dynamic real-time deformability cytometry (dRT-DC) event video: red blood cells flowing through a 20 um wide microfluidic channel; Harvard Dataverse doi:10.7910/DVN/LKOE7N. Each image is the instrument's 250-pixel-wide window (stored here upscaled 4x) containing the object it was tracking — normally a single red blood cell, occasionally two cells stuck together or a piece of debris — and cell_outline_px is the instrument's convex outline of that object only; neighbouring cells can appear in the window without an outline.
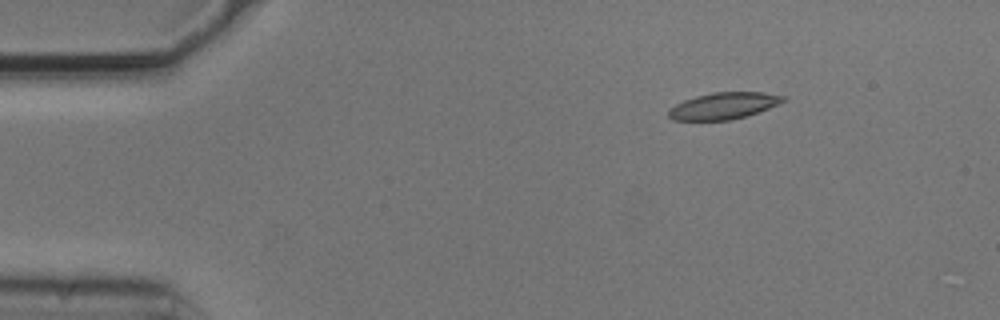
{"species": "common noctule bat (a hibernating species)", "species_latin": "Nyctalus noctula", "temperature_condition": "cold", "stored_images_in_passage": 5, "camera_frame_rate_fps": 3000, "um_per_image_px": 0.085, "animal": {"sex": "male", "body_mass_g": 20.5, "forearm_length_mm": 52.5}, "frame": {"image": 1, "passage_image": 2, "time_ms": 0.333, "image_size_px": [1000, 320], "cell_outline_px": [[788, 100], [768, 108], [744, 116], [728, 120], [672, 120], [668, 116], [668, 112], [676, 104], [684, 100], [696, 96], [712, 92], [764, 92], [784, 96]], "centroid_in_image_um": [61.51, 8.98], "position_along_channel_um": 23.5, "area_um2": 17.57}}
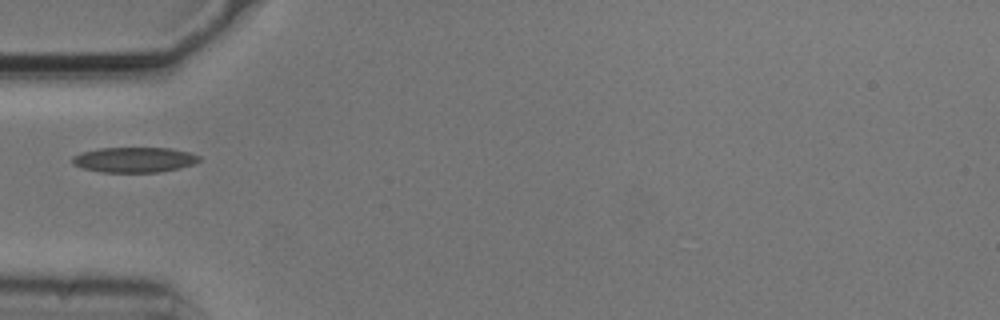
{"frame": {"image": 2, "passage_image": 5, "time_ms": 1.333, "image_size_px": [1000, 320], "cell_outline_px": [[200, 160], [192, 164], [180, 168], [156, 172], [100, 172], [80, 168], [72, 164], [72, 156], [80, 152], [100, 148], [168, 148], [188, 152], [200, 156]], "centroid_in_image_um": [11.35, 13.58], "position_along_channel_um": 73.7, "area_um2": 18.67}}